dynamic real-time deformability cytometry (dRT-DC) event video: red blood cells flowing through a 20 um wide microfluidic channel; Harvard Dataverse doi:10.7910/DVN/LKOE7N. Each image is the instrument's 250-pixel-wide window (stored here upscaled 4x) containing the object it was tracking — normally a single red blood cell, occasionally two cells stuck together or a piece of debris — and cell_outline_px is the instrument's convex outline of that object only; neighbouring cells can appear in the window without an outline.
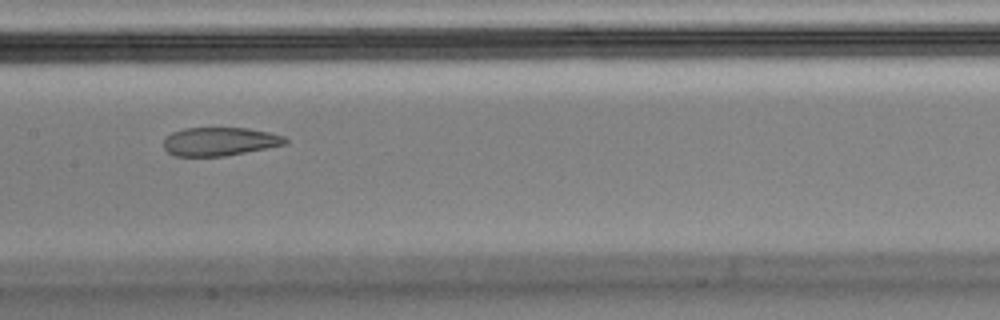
{"species": "Egyptian fruit bat (a non-hibernating species)", "species_latin": "Rousettus aegyptiacus", "temperature_condition": "cold", "stored_images_in_passage": 10, "camera_frame_rate_fps": 3000, "um_per_image_px": 0.085, "animal": {"sex": "male"}, "frame": {"image": 1, "passage_image": 7, "time_ms": 2.0, "image_size_px": [1000, 320], "cell_outline_px": [[288, 144], [224, 156], [176, 156], [168, 152], [164, 148], [164, 140], [172, 132], [184, 128], [248, 128], [268, 132], [284, 136], [288, 140]], "centroid_in_image_um": [18.69, 12.03], "position_along_channel_um": 188.7, "area_um2": 20.11}}
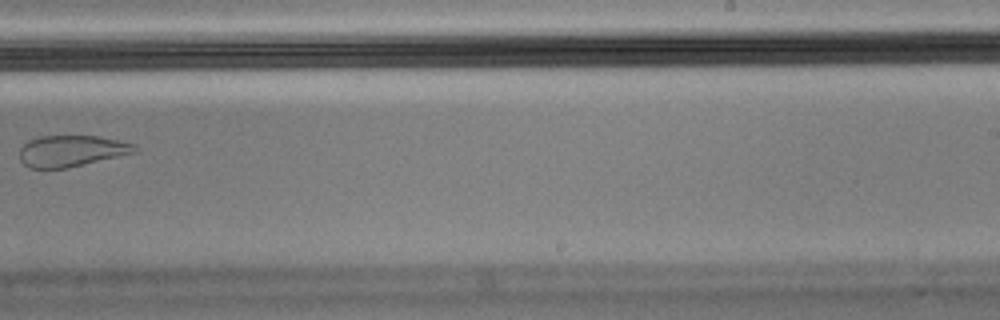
{"frame": {"image": 2, "passage_image": 9, "time_ms": 2.667, "image_size_px": [1000, 320], "cell_outline_px": [[140, 152], [68, 168], [28, 168], [20, 160], [20, 148], [28, 140], [40, 136], [100, 136], [132, 144]], "centroid_in_image_um": [6.08, 12.84], "position_along_channel_um": 282.9, "area_um2": 21.1}}